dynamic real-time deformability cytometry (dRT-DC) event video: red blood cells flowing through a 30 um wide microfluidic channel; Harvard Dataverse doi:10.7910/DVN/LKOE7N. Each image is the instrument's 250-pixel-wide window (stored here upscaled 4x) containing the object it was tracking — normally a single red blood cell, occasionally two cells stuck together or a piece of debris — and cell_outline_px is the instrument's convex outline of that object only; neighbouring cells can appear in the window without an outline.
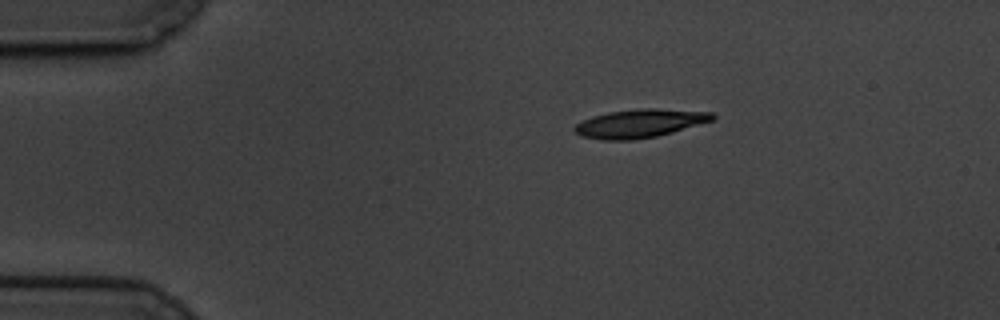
{"species": "common noctule bat (a hibernating species)", "species_latin": "Nyctalus noctula", "temperature_condition": "cold", "stored_images_in_passage": 50, "camera_frame_rate_fps": 3000, "um_per_image_px": 0.085, "animal": {"sex": "male", "body_mass_g": 19.5, "forearm_length_mm": 54.6}, "frame": {"image": 1, "passage_image": 1, "time_ms": 0.0, "image_size_px": [1000, 320], "cell_outline_px": [[716, 116], [712, 120], [672, 132], [656, 136], [632, 140], [600, 140], [580, 136], [572, 128], [576, 124], [592, 116], [608, 112], [644, 108], [656, 108], [712, 112]], "centroid_in_image_um": [54.35, 10.49], "position_along_channel_um": 30.7, "area_um2": 22.72}}
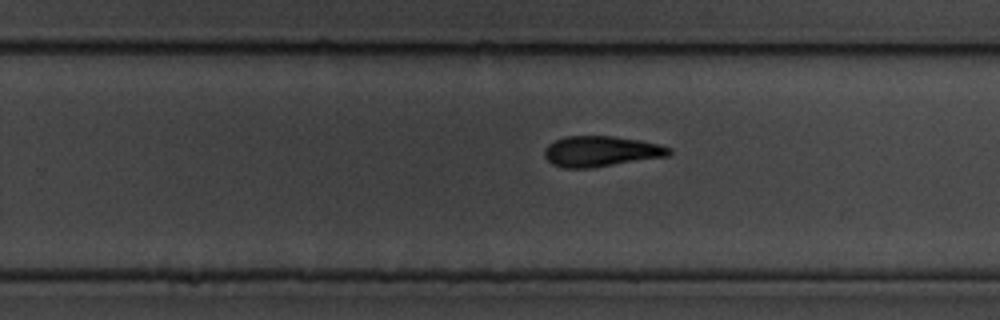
{"frame": {"image": 2, "passage_image": 28, "time_ms": 9.0, "image_size_px": [1000, 320], "cell_outline_px": [[672, 152], [668, 156], [592, 168], [564, 168], [552, 164], [544, 156], [544, 148], [548, 144], [564, 136], [612, 136], [640, 140], [660, 144], [672, 148]], "centroid_in_image_um": [51.09, 12.86], "position_along_channel_um": 278.7, "area_um2": 22.37}}
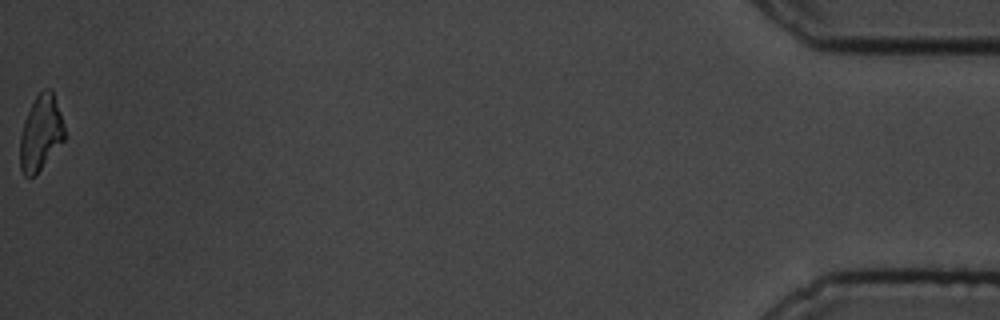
{"frame": {"image": 3, "passage_image": 50, "time_ms": 16.333, "image_size_px": [1000, 320], "cell_outline_px": [[64, 140], [36, 176], [28, 180], [24, 176], [20, 168], [20, 136], [24, 120], [36, 96], [44, 88], [52, 88], [60, 112], [64, 128]], "centroid_in_image_um": [3.45, 11.35], "position_along_channel_um": 431.8, "area_um2": 19.65}, "authors_computed_cell_mechanics": {"area_um2": 21.9351, "velocity_mm_per_s": 3.3676, "shape_relaxation_time_tau1_ms": 3.4061, "shape_relaxation_time_tau2_ms": 7.278, "deformation_change_tau1": 0.1286, "deformation_change_tau2": 0.1646}}